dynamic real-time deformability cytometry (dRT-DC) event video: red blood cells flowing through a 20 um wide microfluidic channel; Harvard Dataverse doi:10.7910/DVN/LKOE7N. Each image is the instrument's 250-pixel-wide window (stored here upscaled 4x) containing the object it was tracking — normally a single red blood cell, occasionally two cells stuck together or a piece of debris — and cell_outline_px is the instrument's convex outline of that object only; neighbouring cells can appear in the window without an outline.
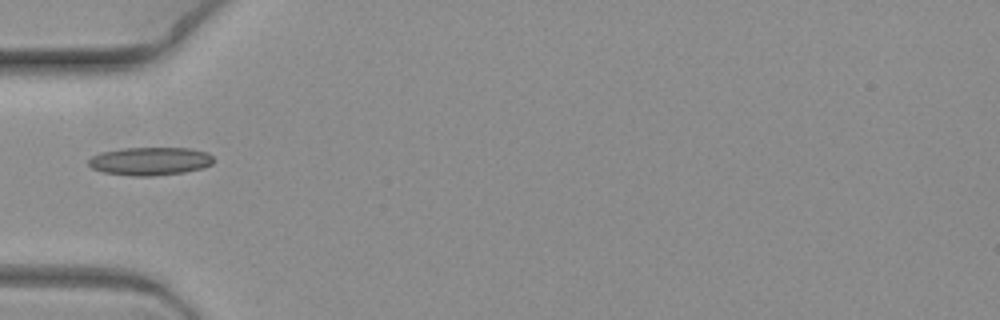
{"species": "common noctule bat (a hibernating species)", "species_latin": "Nyctalus noctula", "temperature_condition": "warm", "stored_images_in_passage": 7, "camera_frame_rate_fps": 3000, "um_per_image_px": 0.085, "animal": {"sex": "female", "body_mass_g": 19.3, "forearm_length_mm": 54.1}, "frame": {"image": 1, "passage_image": 5, "time_ms": 1.333, "image_size_px": [1000, 320], "cell_outline_px": [[212, 164], [200, 168], [184, 172], [152, 176], [132, 176], [104, 172], [92, 168], [88, 164], [88, 160], [92, 156], [100, 152], [120, 148], [188, 148], [208, 152], [212, 156]], "centroid_in_image_um": [12.72, 13.69], "position_along_channel_um": 72.3, "area_um2": 20.46}}
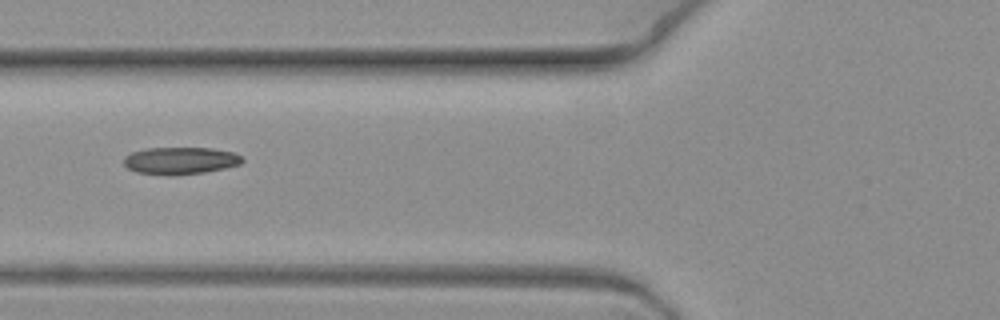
{"frame": {"image": 2, "passage_image": 6, "time_ms": 1.667, "image_size_px": [1000, 320], "cell_outline_px": [[244, 160], [240, 164], [224, 168], [204, 172], [172, 176], [136, 172], [128, 168], [124, 164], [124, 156], [132, 152], [148, 148], [212, 148], [236, 152]], "centroid_in_image_um": [15.33, 13.65], "position_along_channel_um": 110.5, "area_um2": 18.84}}